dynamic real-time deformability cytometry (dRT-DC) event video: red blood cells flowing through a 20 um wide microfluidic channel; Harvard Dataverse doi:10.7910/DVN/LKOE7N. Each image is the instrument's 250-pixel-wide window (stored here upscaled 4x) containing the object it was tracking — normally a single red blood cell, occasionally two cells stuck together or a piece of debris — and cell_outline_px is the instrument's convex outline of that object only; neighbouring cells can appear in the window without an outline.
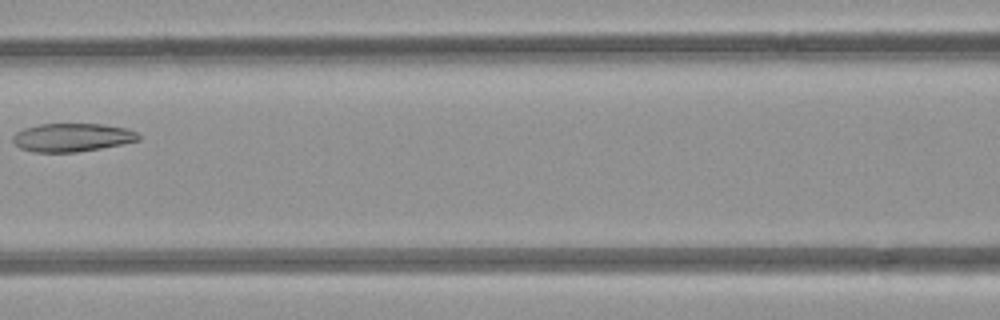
{"species": "common noctule bat (a hibernating species)", "species_latin": "Nyctalus noctula", "temperature_condition": "room temperature", "stored_images_in_passage": 4, "camera_frame_rate_fps": 3000, "um_per_image_px": 0.085, "animal": {"sex": "female", "body_mass_g": 21.9}, "frame": {"image": 1, "passage_image": 3, "time_ms": 2.333, "image_size_px": [1000, 320], "cell_outline_px": [[140, 140], [100, 148], [76, 152], [32, 152], [20, 148], [12, 140], [12, 136], [16, 132], [24, 128], [40, 124], [104, 124], [124, 128], [136, 132], [140, 136]], "centroid_in_image_um": [6.1, 11.68], "position_along_channel_um": 160.5, "area_um2": 20.63}}
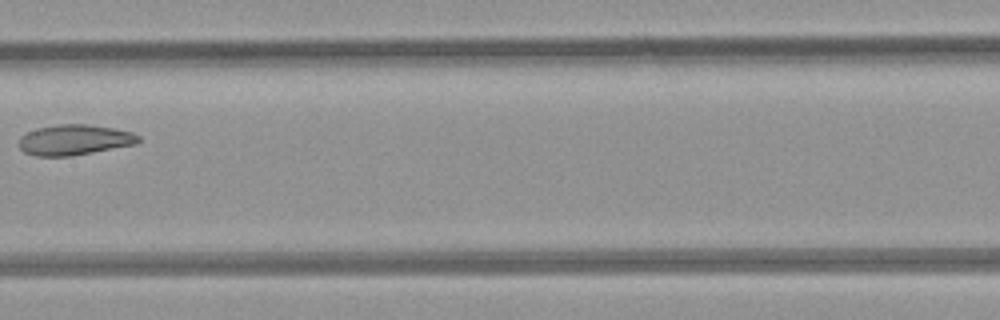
{"frame": {"image": 2, "passage_image": 4, "time_ms": 3.333, "image_size_px": [1000, 320], "cell_outline_px": [[140, 140], [136, 144], [72, 156], [36, 156], [24, 152], [20, 148], [20, 136], [36, 128], [60, 124], [84, 124], [112, 128], [132, 132], [140, 136]], "centroid_in_image_um": [6.33, 11.89], "position_along_channel_um": 201.1, "area_um2": 21.1}}